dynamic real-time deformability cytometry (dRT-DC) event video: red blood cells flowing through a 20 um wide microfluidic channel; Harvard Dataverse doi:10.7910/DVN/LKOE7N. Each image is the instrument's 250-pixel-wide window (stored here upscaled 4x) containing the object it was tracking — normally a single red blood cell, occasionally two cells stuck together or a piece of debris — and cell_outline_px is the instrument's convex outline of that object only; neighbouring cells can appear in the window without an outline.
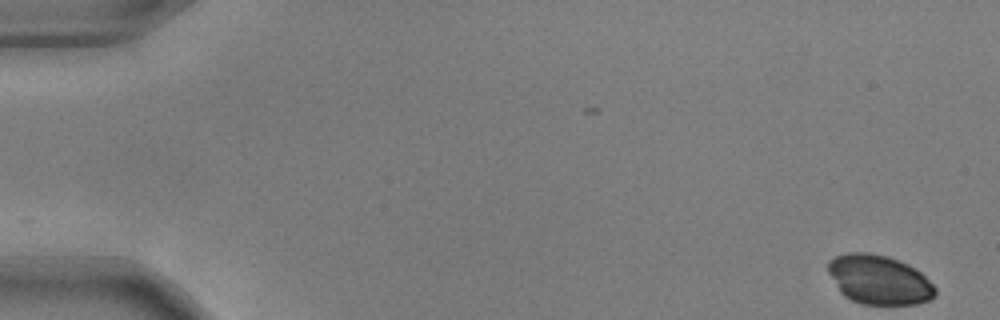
{"species": "common noctule bat (a hibernating species)", "species_latin": "Nyctalus noctula", "temperature_condition": "warm", "stored_images_in_passage": 53, "camera_frame_rate_fps": 3000, "um_per_image_px": 0.085, "animal": {"sex": "male", "body_mass_g": 17.9, "forearm_length_mm": 54.2}, "frame": {"image": 1, "passage_image": 1, "time_ms": 0.0, "image_size_px": [1000, 320], "cell_outline_px": [[936, 296], [928, 300], [916, 304], [860, 304], [844, 296], [840, 292], [828, 272], [828, 260], [836, 256], [848, 252], [868, 252], [888, 256], [908, 264], [920, 272], [936, 288]], "centroid_in_image_um": [74.7, 23.77], "position_along_channel_um": 10.3, "area_um2": 30.81}}